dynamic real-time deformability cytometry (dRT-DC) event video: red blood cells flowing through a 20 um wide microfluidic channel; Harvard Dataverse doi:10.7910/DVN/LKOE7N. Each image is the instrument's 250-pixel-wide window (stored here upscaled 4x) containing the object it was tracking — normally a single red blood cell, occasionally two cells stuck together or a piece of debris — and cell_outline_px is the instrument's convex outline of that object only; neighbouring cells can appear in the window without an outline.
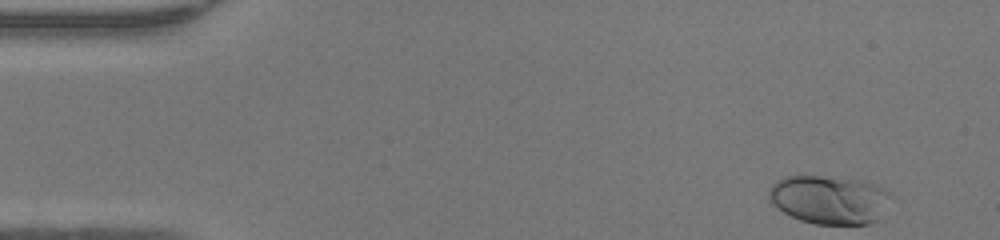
{"species": "human", "species_latin": "Homo sapiens", "temperature_condition": "warm", "stored_images_in_passage": 46, "camera_frame_rate_fps": 3000, "um_per_image_px": 0.085, "donor": {"sex": "female"}, "frame": {"image": 1, "passage_image": 1, "time_ms": 0.0, "image_size_px": [1000, 240], "cell_outline_px": [[896, 196], [876, 220], [868, 224], [816, 224], [800, 220], [784, 212], [772, 204], [768, 196], [768, 188], [776, 180], [788, 176], [820, 176], [860, 180], [872, 184], [892, 192]], "centroid_in_image_um": [70.52, 16.97], "position_along_channel_um": 14.5, "area_um2": 34.74}}
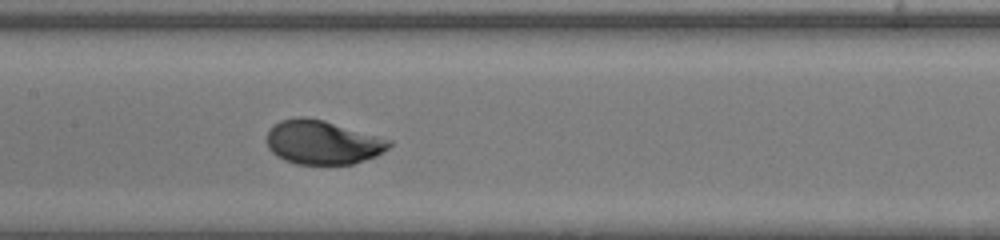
{"frame": {"image": 2, "passage_image": 21, "time_ms": 6.667, "image_size_px": [1000, 240], "cell_outline_px": [[392, 144], [388, 148], [376, 156], [352, 164], [296, 164], [284, 160], [276, 156], [268, 148], [268, 128], [280, 120], [296, 116], [304, 116], [324, 120], [392, 140]], "centroid_in_image_um": [27.4, 12.09], "position_along_channel_um": 180.0, "area_um2": 31.44}}
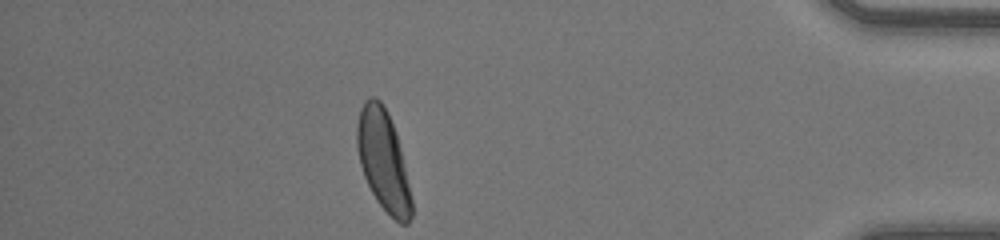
{"frame": {"image": 3, "passage_image": 40, "time_ms": 13.0, "image_size_px": [1000, 240], "cell_outline_px": [[412, 216], [408, 224], [400, 224], [376, 200], [364, 176], [360, 164], [356, 148], [356, 124], [360, 108], [364, 100], [368, 96], [376, 96], [380, 100], [396, 132], [404, 164], [412, 200]], "centroid_in_image_um": [32.55, 13.61], "position_along_channel_um": 402.7, "area_um2": 31.73}, "authors_computed_cell_mechanics": {"area_um2": 31.4432, "velocity_mm_per_s": 4.2525, "shape_relaxation_time_tau1_ms": 2.0777, "shape_relaxation_time_tau2_ms": null, "deformation_change_tau1": 0.1257, "deformation_change_tau2": null}}